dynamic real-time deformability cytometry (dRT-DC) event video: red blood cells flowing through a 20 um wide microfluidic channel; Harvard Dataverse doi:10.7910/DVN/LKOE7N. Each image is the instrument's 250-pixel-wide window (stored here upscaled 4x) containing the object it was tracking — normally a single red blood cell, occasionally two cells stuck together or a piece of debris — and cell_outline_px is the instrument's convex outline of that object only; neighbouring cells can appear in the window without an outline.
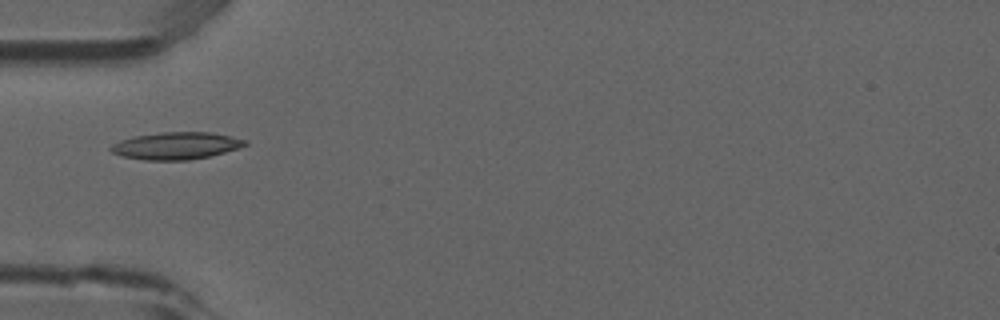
{"species": "common noctule bat (a hibernating species)", "species_latin": "Nyctalus noctula", "temperature_condition": "room temperature", "stored_images_in_passage": 5, "camera_frame_rate_fps": 3000, "um_per_image_px": 0.085, "animal": {"sex": "male", "forearm_length_mm": 52.5}, "frame": {"image": 1, "passage_image": 5, "time_ms": 1.333, "image_size_px": [1000, 320], "cell_outline_px": [[248, 144], [224, 152], [208, 156], [188, 160], [144, 160], [120, 156], [112, 152], [108, 148], [112, 144], [120, 140], [136, 136], [160, 132], [212, 132], [232, 136], [248, 140]], "centroid_in_image_um": [14.95, 12.38], "position_along_channel_um": 70.1, "area_um2": 21.27}}